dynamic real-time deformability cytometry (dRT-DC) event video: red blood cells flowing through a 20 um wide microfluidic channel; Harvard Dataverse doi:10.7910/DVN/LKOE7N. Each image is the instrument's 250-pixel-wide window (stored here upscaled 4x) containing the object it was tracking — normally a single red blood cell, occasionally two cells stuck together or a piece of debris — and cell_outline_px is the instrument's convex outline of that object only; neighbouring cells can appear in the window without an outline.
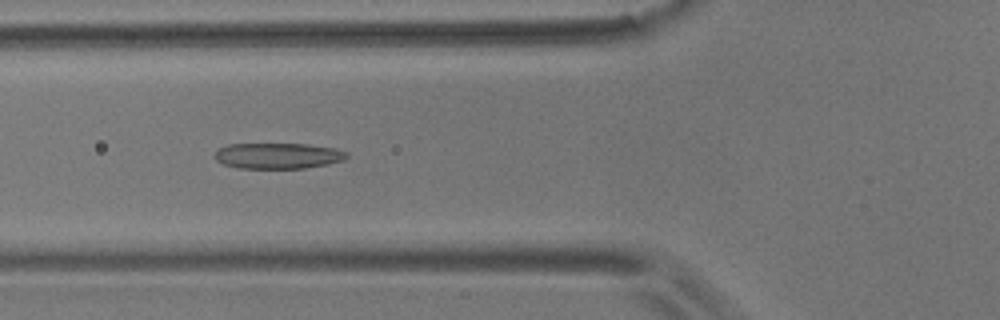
{"species": "common noctule bat (a hibernating species)", "species_latin": "Nyctalus noctula", "temperature_condition": "room temperature", "stored_images_in_passage": 38, "camera_frame_rate_fps": 3000, "um_per_image_px": 0.085, "animal": {"sex": "male", "body_mass_g": 17.9}, "frame": {"image": 1, "passage_image": 5, "time_ms": 1.333, "image_size_px": [1000, 320], "cell_outline_px": [[348, 156], [344, 160], [328, 164], [304, 168], [236, 168], [224, 164], [216, 160], [212, 156], [220, 148], [228, 144], [308, 144], [336, 148], [348, 152]], "centroid_in_image_um": [23.64, 13.24], "position_along_channel_um": 102.2, "area_um2": 19.94}}
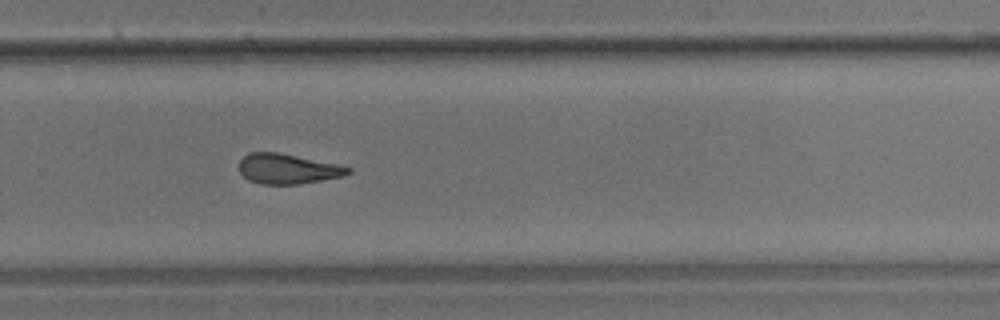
{"frame": {"image": 2, "passage_image": 22, "time_ms": 7.0, "image_size_px": [1000, 320], "cell_outline_px": [[352, 172], [344, 176], [300, 184], [260, 184], [248, 180], [240, 172], [240, 160], [248, 152], [276, 152], [336, 164], [352, 168]], "centroid_in_image_um": [24.45, 14.36], "position_along_channel_um": 305.4, "area_um2": 18.96}}
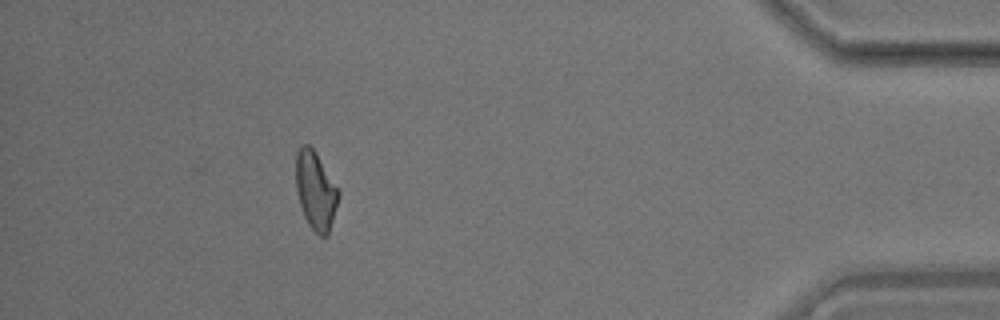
{"frame": {"image": 3, "passage_image": 35, "time_ms": 11.333, "image_size_px": [1000, 320], "cell_outline_px": [[340, 196], [328, 236], [320, 236], [308, 224], [304, 216], [300, 204], [296, 188], [296, 152], [300, 144], [308, 144], [316, 152], [340, 188]], "centroid_in_image_um": [26.85, 16.17], "position_along_channel_um": 408.3, "area_um2": 19.77}, "authors_computed_cell_mechanics": {"area_um2": 19.7098, "velocity_mm_per_s": 3.5885, "shape_relaxation_time_tau1_ms": null, "shape_relaxation_time_tau2_ms": 2.5362, "deformation_change_tau1": null, "deformation_change_tau2": 0.1105}}